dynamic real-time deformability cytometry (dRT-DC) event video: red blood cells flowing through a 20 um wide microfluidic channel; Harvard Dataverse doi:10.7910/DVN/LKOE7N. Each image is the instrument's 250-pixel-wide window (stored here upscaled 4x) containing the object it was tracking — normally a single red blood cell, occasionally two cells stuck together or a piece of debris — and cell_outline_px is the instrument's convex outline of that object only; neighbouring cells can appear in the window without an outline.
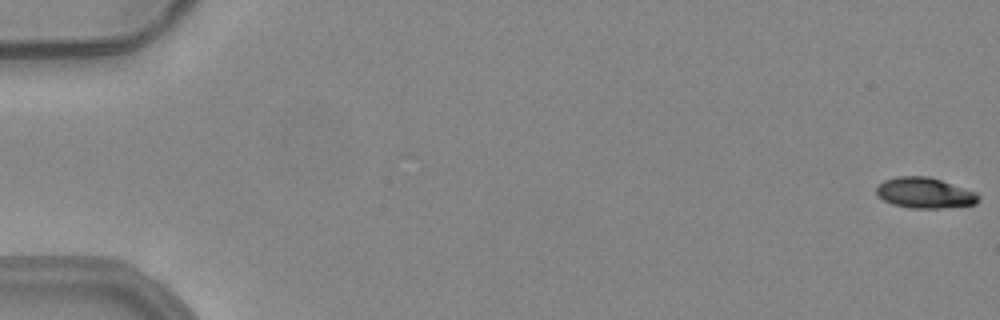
{"species": "common noctule bat (a hibernating species)", "species_latin": "Nyctalus noctula", "temperature_condition": "warm", "stored_images_in_passage": 54, "camera_frame_rate_fps": 3000, "um_per_image_px": 0.085, "animal": {"sex": "female", "body_mass_g": 24.6, "forearm_length_mm": 56.2}, "frame": {"image": 1, "passage_image": 1, "time_ms": 0.0, "image_size_px": [1000, 320], "cell_outline_px": [[980, 200], [976, 204], [940, 208], [908, 208], [892, 204], [876, 196], [876, 188], [884, 180], [896, 176], [928, 176], [976, 192], [980, 196]], "centroid_in_image_um": [78.58, 16.4], "position_along_channel_um": 6.4, "area_um2": 18.26}}
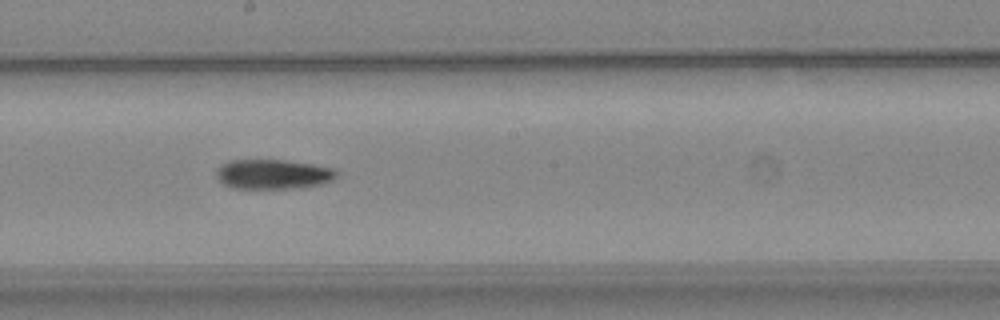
{"frame": {"image": 2, "passage_image": 31, "time_ms": 10.0, "image_size_px": [1000, 320], "cell_outline_px": [[336, 176], [332, 180], [324, 184], [300, 188], [232, 188], [220, 184], [216, 176], [216, 168], [220, 164], [228, 160], [284, 160], [312, 164], [332, 168], [336, 172]], "centroid_in_image_um": [23.14, 14.81], "position_along_channel_um": 225.1, "area_um2": 21.04}}
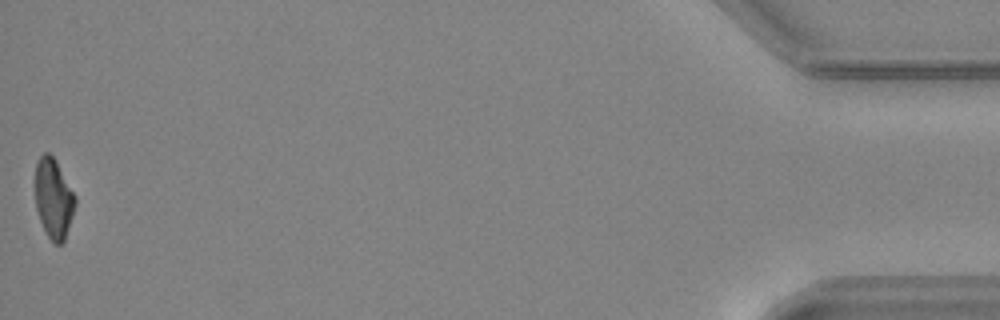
{"frame": {"image": 3, "passage_image": 54, "time_ms": 17.667, "image_size_px": [1000, 320], "cell_outline_px": [[76, 204], [64, 240], [60, 244], [56, 244], [48, 236], [40, 220], [36, 208], [36, 160], [44, 152], [48, 152], [56, 160], [76, 196]], "centroid_in_image_um": [4.56, 16.83], "position_along_channel_um": 430.6, "area_um2": 18.38}, "authors_computed_cell_mechanics": {"area_um2": 20.5479, "velocity_mm_per_s": 3.9332, "shape_relaxation_time_tau1_ms": 6.3727, "shape_relaxation_time_tau2_ms": null, "deformation_change_tau1": 0.2001, "deformation_change_tau2": null}}